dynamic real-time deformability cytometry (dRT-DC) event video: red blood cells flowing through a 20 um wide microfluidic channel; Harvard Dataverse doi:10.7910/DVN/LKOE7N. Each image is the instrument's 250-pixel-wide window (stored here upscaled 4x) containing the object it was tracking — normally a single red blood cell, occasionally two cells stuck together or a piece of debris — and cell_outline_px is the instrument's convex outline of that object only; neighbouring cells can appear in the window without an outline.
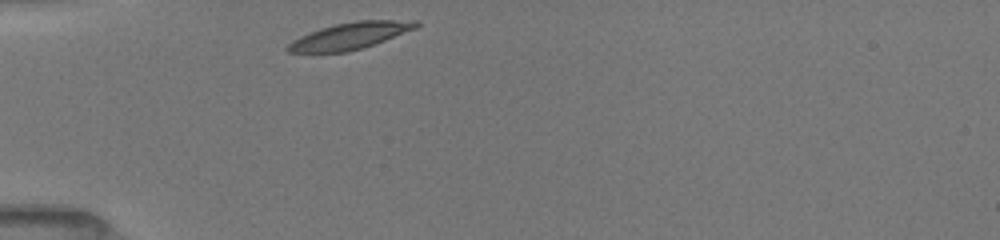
{"species": "common noctule bat (a hibernating species)", "species_latin": "Nyctalus noctula", "temperature_condition": "room temperature", "stored_images_in_passage": 5, "camera_frame_rate_fps": 3000, "um_per_image_px": 0.085, "animal": {"sex": "female", "body_mass_g": 19.5, "forearm_length_mm": 54.1}, "frame": {"image": 1, "passage_image": 1, "time_ms": 0.0, "image_size_px": [1000, 240], "cell_outline_px": [[420, 24], [416, 28], [384, 40], [360, 48], [344, 52], [288, 52], [284, 48], [292, 40], [300, 36], [320, 28], [336, 24], [356, 20], [416, 20]], "centroid_in_image_um": [29.72, 3.03], "position_along_channel_um": 55.3, "area_um2": 19.65}}
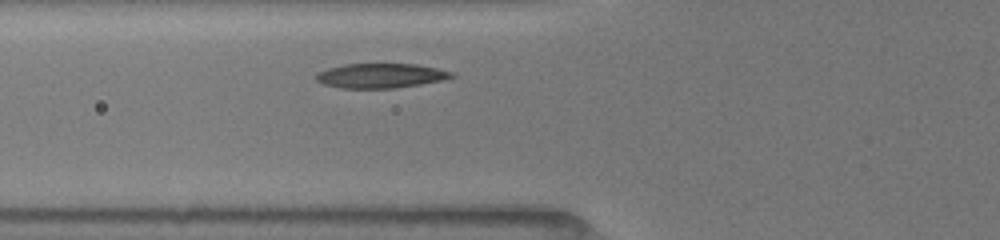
{"frame": {"image": 2, "passage_image": 5, "time_ms": 1.333, "image_size_px": [1000, 240], "cell_outline_px": [[456, 76], [444, 80], [396, 88], [340, 88], [324, 84], [316, 80], [316, 72], [328, 68], [344, 64], [416, 64], [436, 68], [452, 72]], "centroid_in_image_um": [32.35, 6.43], "position_along_channel_um": 93.5, "area_um2": 19.42}}